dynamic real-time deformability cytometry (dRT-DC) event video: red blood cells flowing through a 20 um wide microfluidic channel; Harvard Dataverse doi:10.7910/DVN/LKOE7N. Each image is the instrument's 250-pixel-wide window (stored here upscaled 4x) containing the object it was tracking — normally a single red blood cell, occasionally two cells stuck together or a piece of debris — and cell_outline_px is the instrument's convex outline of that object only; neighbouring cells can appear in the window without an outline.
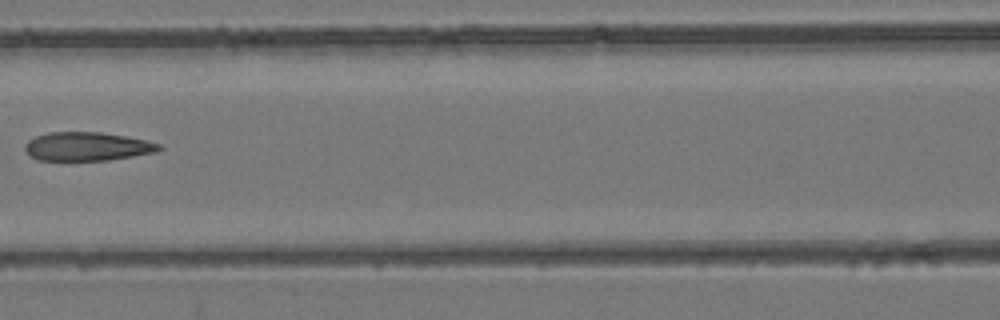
{"species": "common noctule bat (a hibernating species)", "species_latin": "Nyctalus noctula", "temperature_condition": "room temperature", "stored_images_in_passage": 8, "camera_frame_rate_fps": 3000, "um_per_image_px": 0.085, "animal": {"sex": "female", "body_mass_g": 24.6, "forearm_length_mm": 56.2}, "frame": {"image": 1, "passage_image": 7, "time_ms": 7.0, "image_size_px": [1000, 320], "cell_outline_px": [[164, 148], [156, 152], [108, 160], [40, 160], [32, 156], [24, 148], [24, 144], [28, 140], [36, 136], [48, 132], [100, 132], [124, 136], [144, 140], [160, 144]], "centroid_in_image_um": [7.41, 12.44], "position_along_channel_um": 159.2, "area_um2": 22.2}}
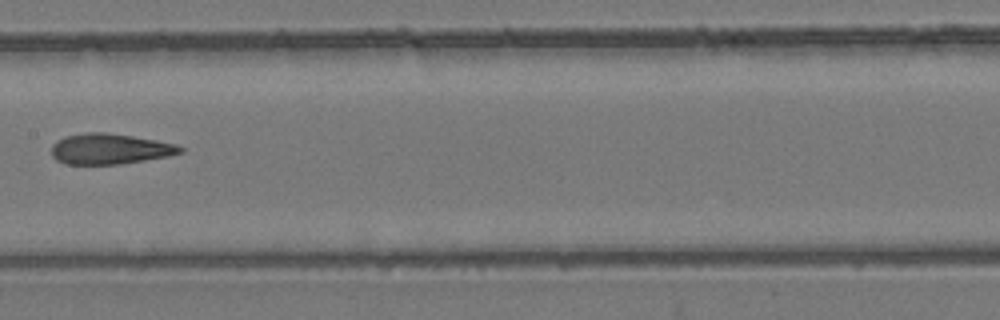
{"frame": {"image": 2, "passage_image": 8, "time_ms": 8.0, "image_size_px": [1000, 320], "cell_outline_px": [[184, 152], [168, 156], [120, 164], [64, 164], [56, 160], [52, 156], [52, 144], [56, 140], [64, 136], [88, 132], [108, 132], [156, 140], [176, 144], [184, 148]], "centroid_in_image_um": [9.32, 12.65], "position_along_channel_um": 198.1, "area_um2": 23.06}}